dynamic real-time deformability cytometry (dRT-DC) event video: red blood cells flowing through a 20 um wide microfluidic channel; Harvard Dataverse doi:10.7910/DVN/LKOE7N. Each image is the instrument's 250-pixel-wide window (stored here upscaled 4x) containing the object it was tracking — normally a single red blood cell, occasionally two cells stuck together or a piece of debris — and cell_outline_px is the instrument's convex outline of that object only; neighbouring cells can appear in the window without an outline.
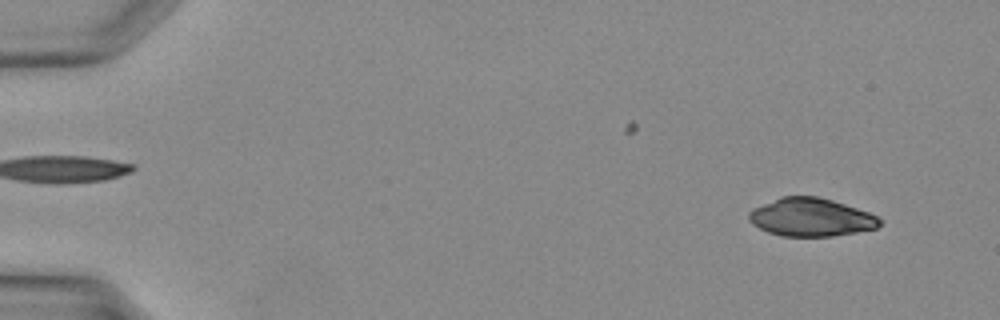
{"species": "Egyptian fruit bat (a non-hibernating species)", "species_latin": "Rousettus aegyptiacus", "temperature_condition": "warm", "stored_images_in_passage": 38, "camera_frame_rate_fps": 3000, "um_per_image_px": 0.085, "animal": {"sex": "female"}, "frame": {"image": 1, "passage_image": 4, "time_ms": 1.0, "image_size_px": [1000, 320], "cell_outline_px": [[880, 224], [876, 228], [856, 232], [832, 236], [780, 236], [768, 232], [752, 224], [748, 220], [748, 212], [752, 208], [780, 196], [816, 196], [832, 200], [868, 212], [876, 216], [880, 220]], "centroid_in_image_um": [68.87, 18.46], "position_along_channel_um": 16.1, "area_um2": 29.02}}
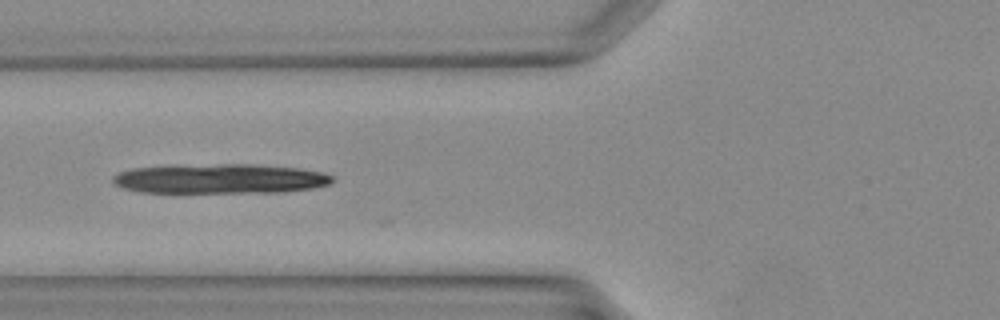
{"frame": {"image": 2, "passage_image": 16, "time_ms": 5.0, "image_size_px": [1000, 320], "cell_outline_px": [[336, 180], [332, 184], [312, 188], [284, 192], [140, 192], [124, 188], [116, 184], [112, 180], [112, 176], [120, 172], [132, 168], [220, 164], [252, 164], [300, 168], [324, 172], [332, 176]], "centroid_in_image_um": [18.8, 15.19], "position_along_channel_um": 107.0, "area_um2": 37.8}}
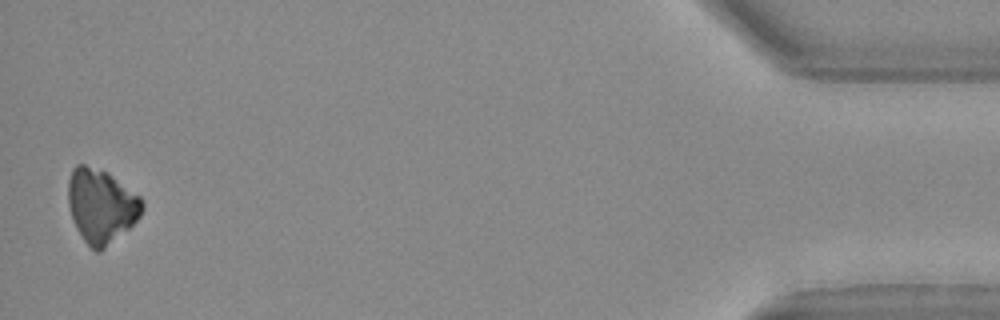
{"frame": {"image": 3, "passage_image": 38, "time_ms": 12.333, "image_size_px": [1000, 320], "cell_outline_px": [[144, 208], [140, 216], [128, 228], [100, 252], [96, 252], [84, 240], [76, 228], [68, 204], [68, 180], [72, 168], [76, 164], [84, 164], [108, 172], [140, 196], [144, 204]], "centroid_in_image_um": [8.59, 17.47], "position_along_channel_um": 426.6, "area_um2": 31.79}}